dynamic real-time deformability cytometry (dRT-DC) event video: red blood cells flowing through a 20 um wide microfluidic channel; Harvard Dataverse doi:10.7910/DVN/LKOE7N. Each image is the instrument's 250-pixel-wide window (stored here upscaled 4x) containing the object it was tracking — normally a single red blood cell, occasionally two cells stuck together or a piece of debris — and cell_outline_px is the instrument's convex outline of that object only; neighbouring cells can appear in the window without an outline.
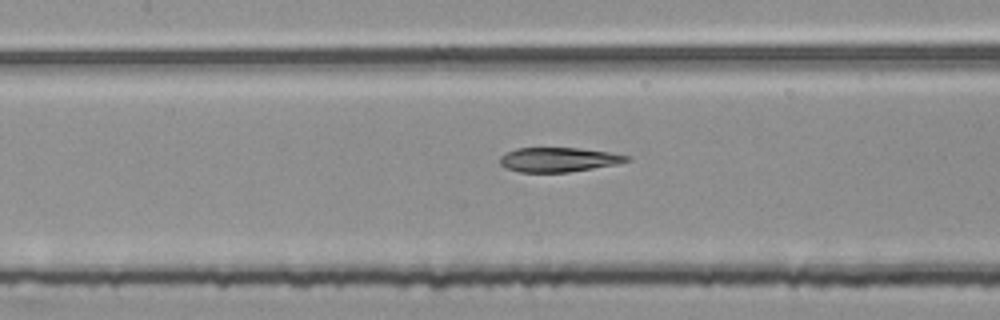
{"species": "common noctule bat (a hibernating species)", "species_latin": "Nyctalus noctula", "temperature_condition": "room temperature", "stored_images_in_passage": 53, "segment_of_instrument_passage": [2, 2], "camera_frame_rate_fps": 3000, "um_per_image_px": 0.085, "animal": {"sex": "female", "body_mass_g": 25.1}, "frame": {"image": 1, "passage_image": 24, "time_ms": 7.667, "image_size_px": [1000, 320], "cell_outline_px": [[632, 156], [628, 160], [616, 164], [568, 172], [520, 172], [504, 168], [500, 164], [500, 156], [516, 148], [580, 148], [608, 152]], "centroid_in_image_um": [47.44, 13.57], "position_along_channel_um": 160.0, "area_um2": 17.92}}
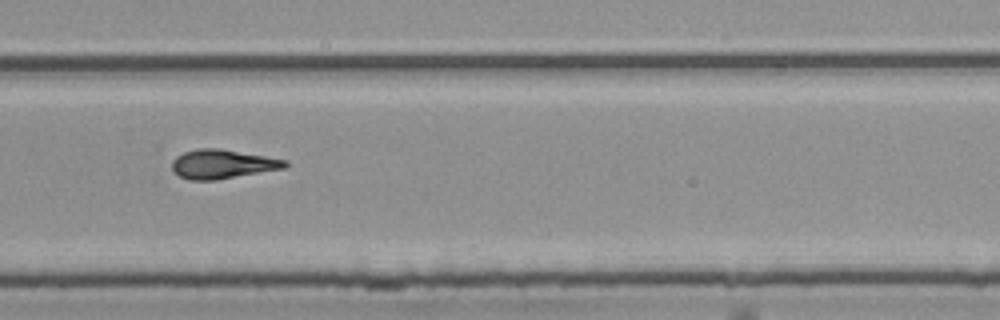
{"frame": {"image": 2, "passage_image": 36, "time_ms": 11.667, "image_size_px": [1000, 320], "cell_outline_px": [[288, 164], [284, 168], [216, 180], [188, 180], [180, 176], [172, 168], [172, 160], [176, 156], [184, 152], [196, 148], [220, 148], [288, 160]], "centroid_in_image_um": [18.89, 13.94], "position_along_channel_um": 310.9, "area_um2": 19.13}}
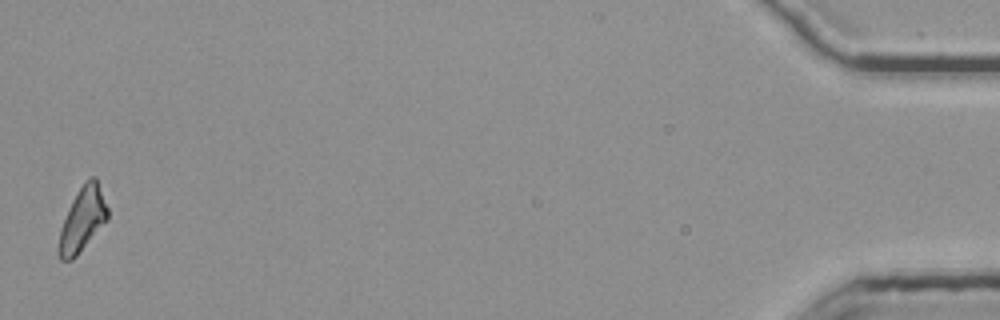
{"frame": {"image": 3, "passage_image": 53, "time_ms": 17.333, "image_size_px": [1000, 320], "cell_outline_px": [[108, 220], [76, 256], [72, 260], [60, 260], [56, 252], [56, 248], [60, 232], [64, 220], [72, 200], [84, 180], [92, 176], [96, 176], [108, 208]], "centroid_in_image_um": [7.01, 18.66], "position_along_channel_um": 428.2, "area_um2": 18.32}}